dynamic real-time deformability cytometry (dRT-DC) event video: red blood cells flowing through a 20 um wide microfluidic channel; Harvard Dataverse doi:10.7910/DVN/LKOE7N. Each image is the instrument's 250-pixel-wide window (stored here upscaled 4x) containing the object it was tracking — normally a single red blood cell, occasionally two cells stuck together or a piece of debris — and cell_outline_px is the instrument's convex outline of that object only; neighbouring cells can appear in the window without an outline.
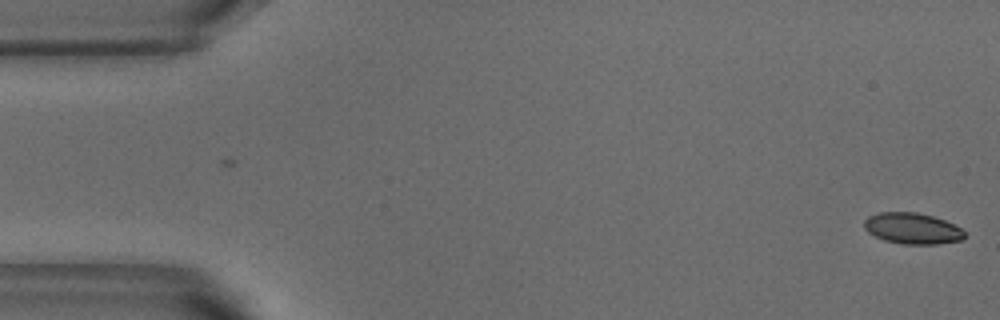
{"species": "common noctule bat (a hibernating species)", "species_latin": "Nyctalus noctula", "temperature_condition": "warm", "stored_images_in_passage": 2, "camera_frame_rate_fps": 3000, "um_per_image_px": 0.085, "animal": {"sex": "male", "body_mass_g": 18.8}, "frame": {"image": 1, "passage_image": 2, "time_ms": 0.333, "image_size_px": [1000, 320], "cell_outline_px": [[964, 236], [960, 240], [936, 244], [904, 244], [884, 240], [868, 232], [864, 228], [864, 220], [868, 216], [880, 212], [916, 212], [932, 216], [944, 220], [960, 228], [964, 232]], "centroid_in_image_um": [77.51, 19.41], "position_along_channel_um": 7.5, "area_um2": 17.98}}